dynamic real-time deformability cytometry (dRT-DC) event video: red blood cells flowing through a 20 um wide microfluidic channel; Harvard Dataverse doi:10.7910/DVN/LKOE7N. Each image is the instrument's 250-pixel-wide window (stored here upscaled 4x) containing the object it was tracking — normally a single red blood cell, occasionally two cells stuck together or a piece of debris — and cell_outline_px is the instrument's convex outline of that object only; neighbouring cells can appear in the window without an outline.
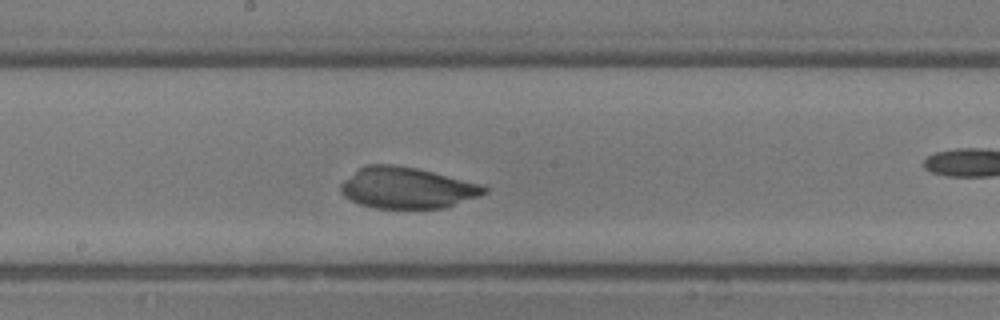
{"species": "common noctule bat (a hibernating species)", "species_latin": "Nyctalus noctula", "temperature_condition": "room temperature", "stored_images_in_passage": 33, "camera_frame_rate_fps": 3000, "um_per_image_px": 0.085, "animal": {"sex": "male", "body_mass_g": 13.3}, "frame": {"image": 1, "passage_image": 15, "time_ms": 4.667, "image_size_px": [1000, 320], "cell_outline_px": [[488, 192], [480, 196], [444, 208], [376, 208], [360, 204], [344, 196], [340, 192], [340, 184], [344, 180], [364, 164], [392, 164], [416, 168], [480, 184], [488, 188]], "centroid_in_image_um": [34.58, 15.97], "position_along_channel_um": 213.6, "area_um2": 34.28}}
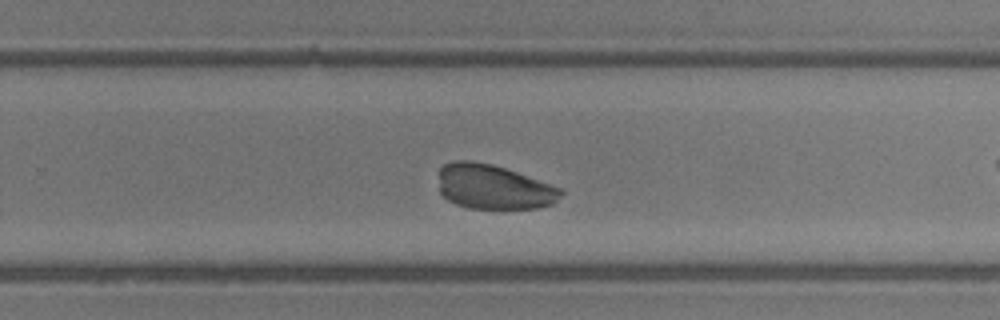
{"frame": {"image": 2, "passage_image": 19, "time_ms": 6.0, "image_size_px": [1000, 320], "cell_outline_px": [[564, 192], [552, 204], [536, 208], [468, 208], [456, 204], [448, 200], [440, 192], [440, 168], [444, 164], [456, 160], [472, 160], [492, 164], [564, 188]], "centroid_in_image_um": [41.97, 15.88], "position_along_channel_um": 287.8, "area_um2": 31.73}}